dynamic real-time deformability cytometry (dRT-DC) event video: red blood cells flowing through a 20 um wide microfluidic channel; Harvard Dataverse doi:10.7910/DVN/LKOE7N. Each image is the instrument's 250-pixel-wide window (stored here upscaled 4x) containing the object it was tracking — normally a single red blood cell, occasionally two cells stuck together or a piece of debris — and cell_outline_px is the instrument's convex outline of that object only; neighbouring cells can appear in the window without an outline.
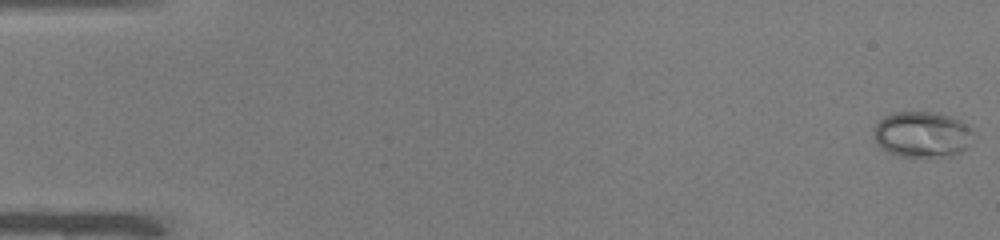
{"species": "common noctule bat (a hibernating species)", "species_latin": "Nyctalus noctula", "temperature_condition": "warm", "stored_images_in_passage": 50, "camera_frame_rate_fps": 3000, "um_per_image_px": 0.085, "animal": {"sex": "male", "body_mass_g": 19.0, "forearm_length_mm": 50.8}, "frame": {"image": 1, "passage_image": 1, "time_ms": 0.0, "image_size_px": [1000, 240], "cell_outline_px": [[972, 132], [968, 148], [952, 156], [900, 156], [888, 152], [880, 148], [876, 144], [872, 136], [876, 124], [884, 116], [892, 112], [936, 112], [952, 116], [960, 120]], "centroid_in_image_um": [78.34, 11.42], "position_along_channel_um": 6.7, "area_um2": 26.7}}
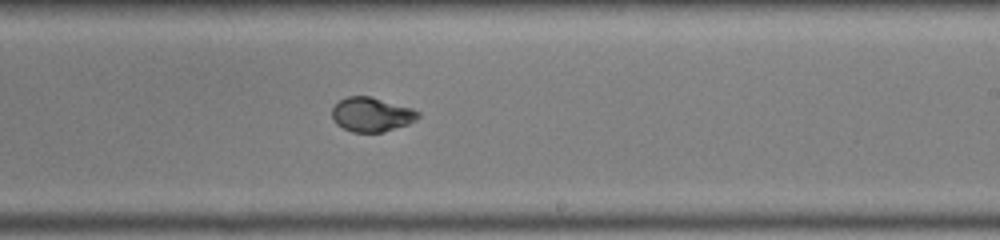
{"frame": {"image": 2, "passage_image": 31, "time_ms": 10.0, "image_size_px": [1000, 240], "cell_outline_px": [[420, 116], [416, 120], [408, 124], [384, 132], [352, 132], [336, 124], [332, 116], [332, 108], [340, 100], [348, 96], [372, 96], [412, 108], [420, 112]], "centroid_in_image_um": [31.6, 9.73], "position_along_channel_um": 257.4, "area_um2": 17.28}}
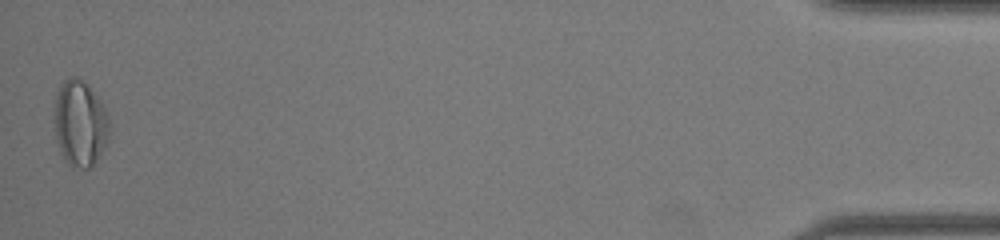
{"frame": {"image": 3, "passage_image": 50, "time_ms": 16.333, "image_size_px": [1000, 240], "cell_outline_px": [[108, 140], [104, 148], [96, 160], [88, 168], [72, 168], [64, 160], [60, 152], [56, 140], [56, 92], [60, 84], [68, 76], [76, 76], [84, 80], [104, 104], [108, 116]], "centroid_in_image_um": [6.81, 10.47], "position_along_channel_um": 428.4, "area_um2": 27.63}, "authors_computed_cell_mechanics": {"area_um2": 18.785, "velocity_mm_per_s": 4.0817, "shape_relaxation_time_tau1_ms": 3.522, "shape_relaxation_time_tau2_ms": null, "deformation_change_tau1": 0.1816, "deformation_change_tau2": null}}